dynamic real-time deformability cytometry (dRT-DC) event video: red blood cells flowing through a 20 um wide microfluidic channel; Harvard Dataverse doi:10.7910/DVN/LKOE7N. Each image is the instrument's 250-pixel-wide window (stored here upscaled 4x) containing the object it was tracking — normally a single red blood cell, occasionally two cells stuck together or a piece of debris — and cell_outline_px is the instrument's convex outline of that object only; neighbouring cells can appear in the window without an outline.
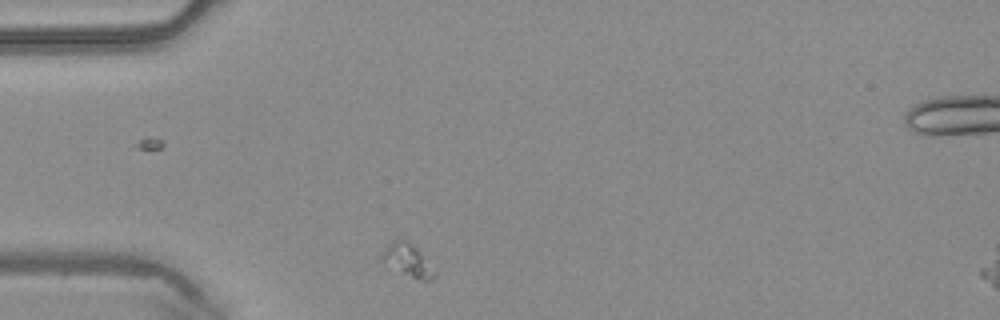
{"species": "common noctule bat (a hibernating species)", "species_latin": "Nyctalus noctula", "temperature_condition": "warm", "stored_images_in_passage": 3, "camera_frame_rate_fps": 3000, "um_per_image_px": 0.085, "animal": {"sex": "male", "body_mass_g": 20.4}, "frame": {"image": 1, "passage_image": 1, "time_ms": 0.0, "image_size_px": [1000, 320], "cell_outline_px": [[436, 276], [432, 280], [424, 280], [384, 268], [376, 260], [384, 248], [396, 236], [408, 240], [420, 252]], "centroid_in_image_um": [34.45, 22.08], "position_along_channel_um": 50.6, "area_um2": 10.52}}